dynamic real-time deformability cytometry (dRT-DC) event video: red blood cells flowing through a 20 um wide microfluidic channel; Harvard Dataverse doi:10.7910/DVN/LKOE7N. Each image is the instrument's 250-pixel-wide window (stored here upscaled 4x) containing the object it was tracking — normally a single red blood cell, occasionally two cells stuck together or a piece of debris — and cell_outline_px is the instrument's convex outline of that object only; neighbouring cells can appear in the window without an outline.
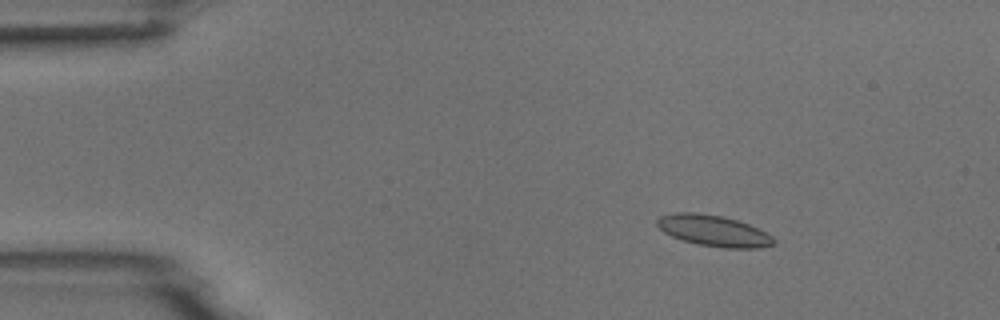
{"species": "common noctule bat (a hibernating species)", "species_latin": "Nyctalus noctula", "temperature_condition": "room temperature", "stored_images_in_passage": 5, "camera_frame_rate_fps": 3000, "um_per_image_px": 0.085, "animal": {"sex": "male", "body_mass_g": 18.8}, "frame": {"image": 1, "passage_image": 3, "time_ms": 2.333, "image_size_px": [1000, 320], "cell_outline_px": [[776, 244], [760, 248], [724, 248], [696, 244], [672, 236], [664, 232], [656, 224], [656, 220], [660, 216], [676, 212], [696, 212], [724, 216], [748, 224], [772, 236], [776, 240]], "centroid_in_image_um": [60.66, 19.61], "position_along_channel_um": 24.3, "area_um2": 21.15}}